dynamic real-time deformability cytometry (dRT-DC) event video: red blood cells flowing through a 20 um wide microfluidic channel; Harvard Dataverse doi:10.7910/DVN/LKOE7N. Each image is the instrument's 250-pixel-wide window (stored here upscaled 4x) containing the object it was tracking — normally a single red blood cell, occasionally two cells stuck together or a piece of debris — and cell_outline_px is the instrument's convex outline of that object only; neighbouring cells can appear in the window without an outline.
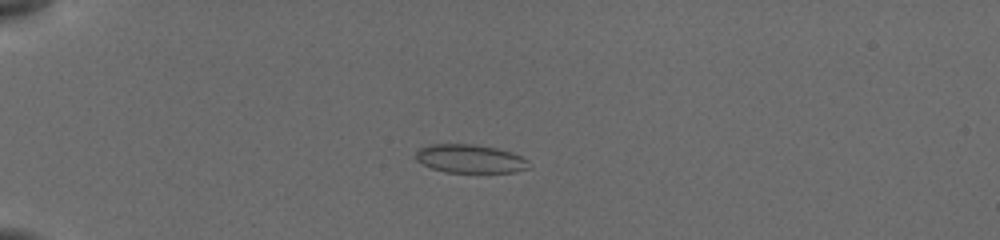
{"species": "common noctule bat (a hibernating species)", "species_latin": "Nyctalus noctula", "temperature_condition": "cold", "stored_images_in_passage": 28, "camera_frame_rate_fps": 3000, "um_per_image_px": 0.085, "animal": {"sex": "female", "body_mass_g": 19.5, "forearm_length_mm": 54.1}, "frame": {"image": 1, "passage_image": 1, "time_ms": 0.0, "image_size_px": [1000, 240], "cell_outline_px": [[532, 168], [516, 172], [444, 172], [432, 168], [416, 160], [416, 152], [420, 148], [428, 144], [472, 144], [496, 148], [512, 152], [528, 160]], "centroid_in_image_um": [39.99, 13.49], "position_along_channel_um": 45.0, "area_um2": 18.84}}
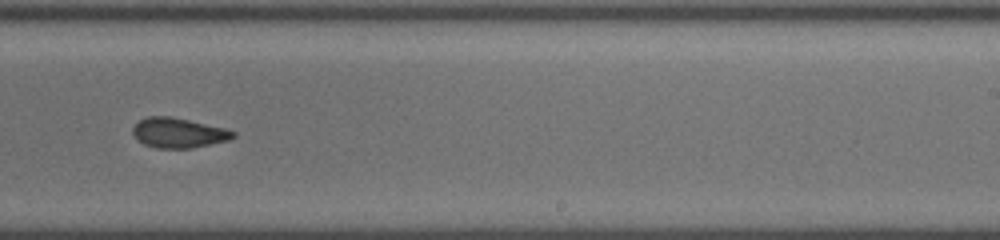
{"frame": {"image": 2, "passage_image": 17, "time_ms": 7.0, "image_size_px": [1000, 240], "cell_outline_px": [[236, 136], [228, 140], [192, 148], [156, 148], [144, 144], [132, 132], [132, 128], [140, 120], [148, 116], [168, 116], [228, 128], [236, 132]], "centroid_in_image_um": [15.21, 11.29], "position_along_channel_um": 273.8, "area_um2": 17.4}}
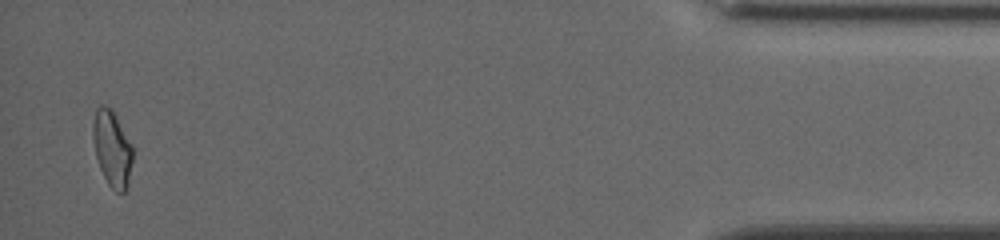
{"frame": {"image": 3, "passage_image": 28, "time_ms": 12.667, "image_size_px": [1000, 240], "cell_outline_px": [[132, 160], [128, 188], [124, 192], [116, 192], [108, 184], [100, 168], [96, 156], [92, 136], [92, 124], [96, 108], [100, 104], [104, 104], [112, 108], [132, 144]], "centroid_in_image_um": [9.53, 12.59], "position_along_channel_um": 425.7, "area_um2": 17.8}, "authors_computed_cell_mechanics": {"area_um2": 17.8313, "velocity_mm_per_s": 3.8788, "shape_relaxation_time_tau1_ms": null, "shape_relaxation_time_tau2_ms": 2.348, "deformation_change_tau1": null, "deformation_change_tau2": 0.0683}}